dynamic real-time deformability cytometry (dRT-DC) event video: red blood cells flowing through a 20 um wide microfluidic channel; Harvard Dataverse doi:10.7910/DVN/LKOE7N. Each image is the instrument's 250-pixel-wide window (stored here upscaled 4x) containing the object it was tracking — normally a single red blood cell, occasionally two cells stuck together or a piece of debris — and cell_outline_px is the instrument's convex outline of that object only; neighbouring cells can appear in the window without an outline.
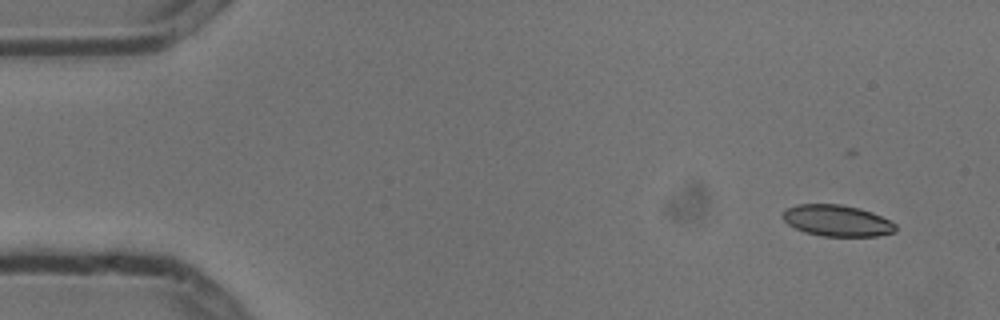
{"species": "common noctule bat (a hibernating species)", "species_latin": "Nyctalus noctula", "temperature_condition": "cold", "stored_images_in_passage": 14, "camera_frame_rate_fps": 3000, "um_per_image_px": 0.085, "animal": {"sex": "male", "body_mass_g": 13.3}, "frame": {"image": 1, "passage_image": 1, "time_ms": 0.0, "image_size_px": [1000, 320], "cell_outline_px": [[896, 232], [876, 236], [824, 236], [804, 232], [788, 224], [780, 216], [788, 208], [796, 204], [840, 204], [860, 208], [872, 212], [896, 224]], "centroid_in_image_um": [71.14, 18.75], "position_along_channel_um": 13.9, "area_um2": 20.58}}
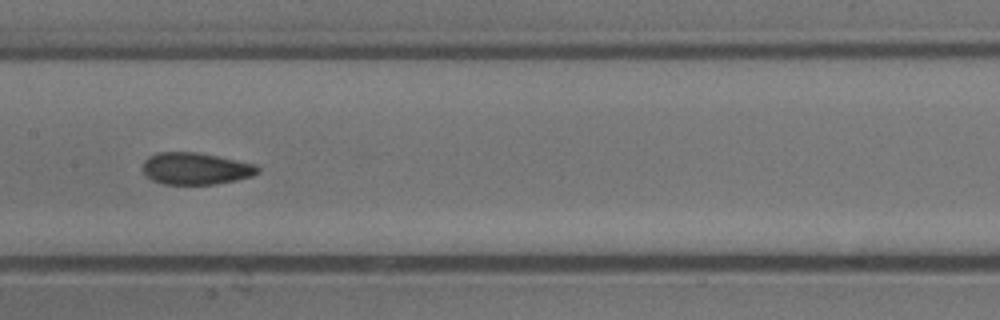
{"frame": {"image": 2, "passage_image": 7, "time_ms": 2.0, "image_size_px": [1000, 320], "cell_outline_px": [[260, 172], [252, 176], [236, 180], [216, 184], [164, 184], [152, 180], [144, 172], [144, 160], [148, 156], [156, 152], [196, 152], [256, 164], [260, 168]], "centroid_in_image_um": [16.65, 14.33], "position_along_channel_um": 190.8, "area_um2": 21.33}}
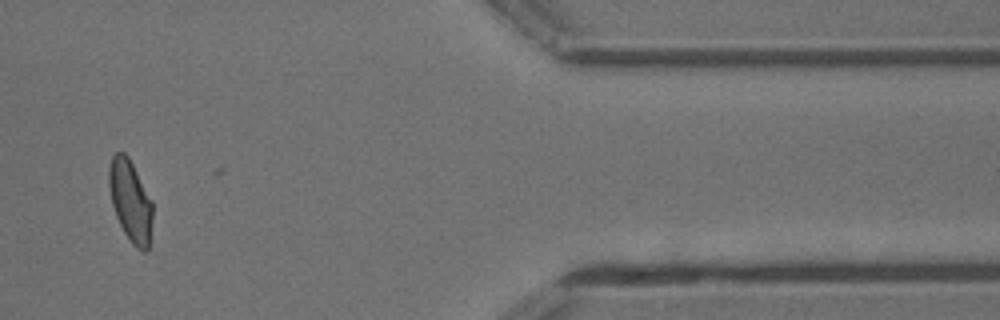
{"frame": {"image": 3, "passage_image": 12, "time_ms": 3.667, "image_size_px": [1000, 320], "cell_outline_px": [[152, 220], [148, 252], [144, 252], [136, 248], [132, 244], [124, 232], [116, 216], [112, 204], [108, 184], [108, 168], [112, 156], [116, 152], [124, 152], [128, 156], [152, 200]], "centroid_in_image_um": [11.08, 17.08], "position_along_channel_um": 400.3, "area_um2": 20.81}}